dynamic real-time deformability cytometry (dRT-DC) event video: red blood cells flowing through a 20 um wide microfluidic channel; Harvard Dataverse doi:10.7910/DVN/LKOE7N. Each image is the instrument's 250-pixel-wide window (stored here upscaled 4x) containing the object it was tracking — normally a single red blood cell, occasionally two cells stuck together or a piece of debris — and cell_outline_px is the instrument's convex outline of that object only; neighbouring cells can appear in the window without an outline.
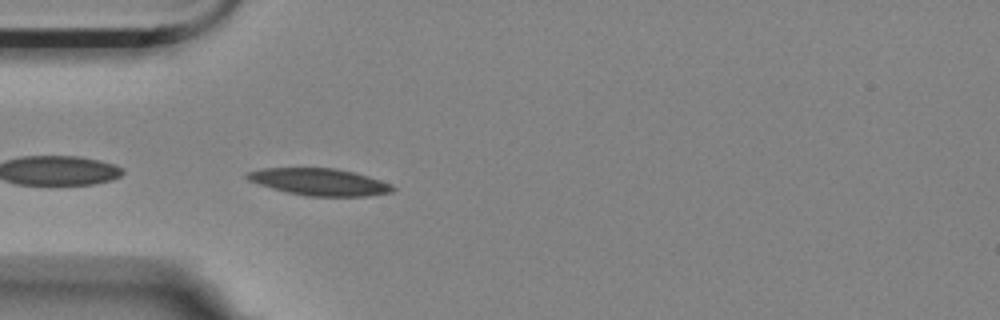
{"species": "Egyptian fruit bat (a non-hibernating species)", "species_latin": "Rousettus aegyptiacus", "temperature_condition": "room temperature", "stored_images_in_passage": 5, "camera_frame_rate_fps": 3000, "um_per_image_px": 0.085, "animal": {"sex": "female"}, "frame": {"image": 1, "passage_image": 5, "time_ms": 1.333, "image_size_px": [1000, 320], "cell_outline_px": [[396, 188], [392, 192], [368, 196], [308, 196], [288, 192], [272, 188], [248, 180], [244, 176], [248, 172], [264, 168], [336, 168], [356, 172], [392, 184]], "centroid_in_image_um": [27.19, 15.46], "position_along_channel_um": 57.8, "area_um2": 22.83}}